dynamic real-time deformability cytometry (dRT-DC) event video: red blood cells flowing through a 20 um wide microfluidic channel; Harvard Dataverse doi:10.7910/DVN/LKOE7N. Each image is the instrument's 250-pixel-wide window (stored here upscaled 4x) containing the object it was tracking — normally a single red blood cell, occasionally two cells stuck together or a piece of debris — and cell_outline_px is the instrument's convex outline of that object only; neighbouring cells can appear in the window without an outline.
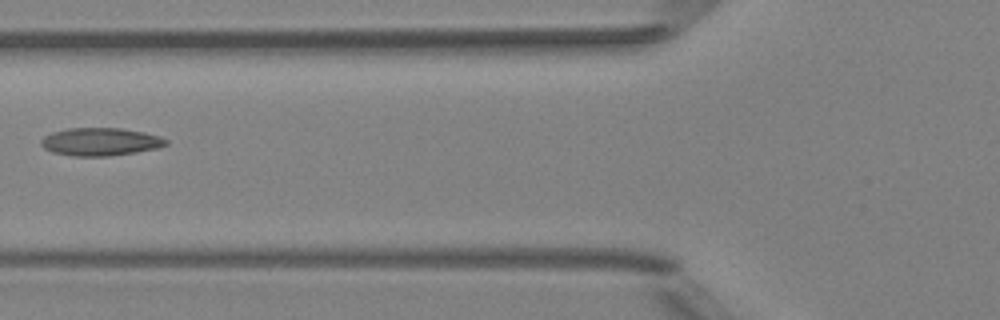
{"species": "Egyptian fruit bat (a non-hibernating species)", "species_latin": "Rousettus aegyptiacus", "temperature_condition": "room temperature", "stored_images_in_passage": 7, "camera_frame_rate_fps": 3000, "um_per_image_px": 0.085, "animal": {"sex": "female"}, "frame": {"image": 1, "passage_image": 6, "time_ms": 5.667, "image_size_px": [1000, 320], "cell_outline_px": [[168, 144], [160, 148], [136, 152], [108, 156], [72, 156], [52, 152], [44, 148], [40, 144], [40, 140], [44, 136], [52, 132], [68, 128], [120, 128], [144, 132], [160, 136], [168, 140]], "centroid_in_image_um": [8.54, 12.05], "position_along_channel_um": 117.3, "area_um2": 20.46}}
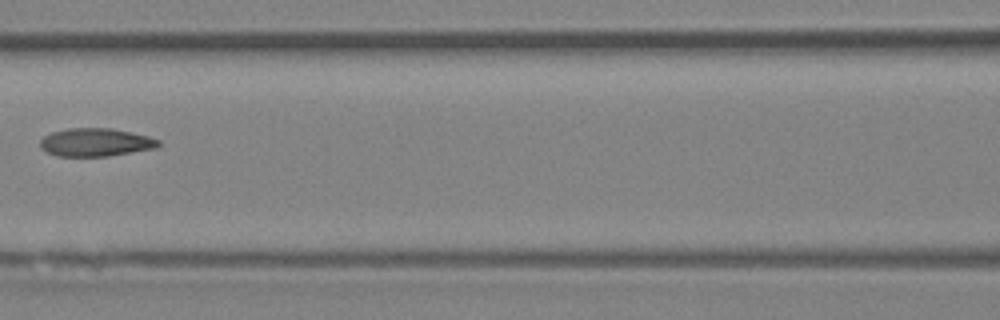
{"frame": {"image": 2, "passage_image": 7, "time_ms": 6.667, "image_size_px": [1000, 320], "cell_outline_px": [[160, 144], [156, 148], [108, 156], [56, 156], [40, 148], [40, 140], [44, 136], [52, 132], [68, 128], [112, 128], [148, 136], [160, 140]], "centroid_in_image_um": [8.12, 12.09], "position_along_channel_um": 158.5, "area_um2": 19.36}}